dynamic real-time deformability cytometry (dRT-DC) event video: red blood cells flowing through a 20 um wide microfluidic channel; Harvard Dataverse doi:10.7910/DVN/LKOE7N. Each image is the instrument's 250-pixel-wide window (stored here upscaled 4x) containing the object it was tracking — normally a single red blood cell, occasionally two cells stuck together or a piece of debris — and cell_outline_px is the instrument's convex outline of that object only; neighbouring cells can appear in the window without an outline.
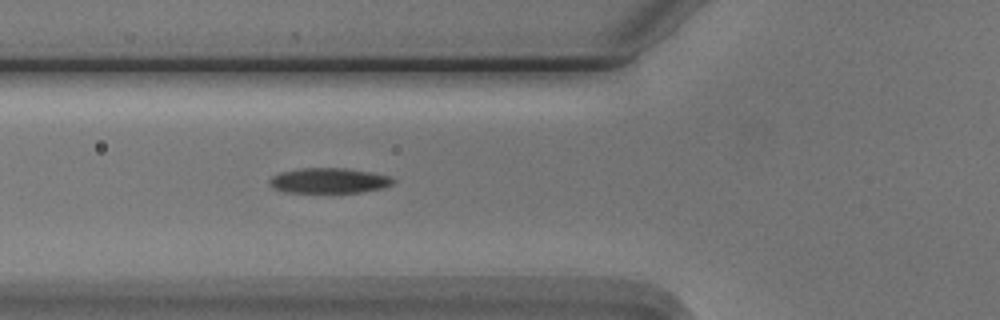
{"species": "Egyptian fruit bat (a non-hibernating species)", "species_latin": "Rousettus aegyptiacus", "temperature_condition": "cold", "stored_images_in_passage": 16, "camera_frame_rate_fps": 3000, "um_per_image_px": 0.085, "animal": {"sex": "male"}, "frame": {"image": 1, "passage_image": 7, "time_ms": 2.0, "image_size_px": [1000, 320], "cell_outline_px": [[396, 180], [392, 184], [384, 188], [360, 192], [284, 192], [272, 188], [268, 184], [268, 180], [272, 176], [280, 172], [300, 168], [344, 168], [368, 172], [388, 176]], "centroid_in_image_um": [27.91, 15.35], "position_along_channel_um": 97.9, "area_um2": 18.15}}
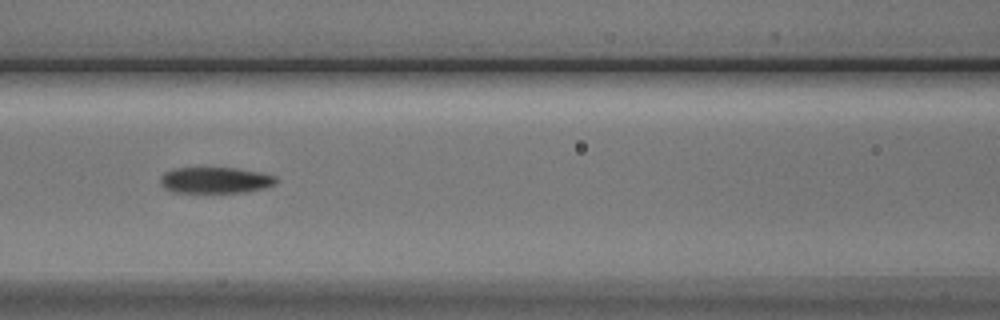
{"frame": {"image": 2, "passage_image": 11, "time_ms": 3.333, "image_size_px": [1000, 320], "cell_outline_px": [[276, 184], [264, 188], [244, 192], [172, 192], [164, 188], [160, 184], [160, 176], [164, 172], [176, 168], [236, 168], [260, 172], [276, 176]], "centroid_in_image_um": [18.28, 15.31], "position_along_channel_um": 148.3, "area_um2": 17.63}}